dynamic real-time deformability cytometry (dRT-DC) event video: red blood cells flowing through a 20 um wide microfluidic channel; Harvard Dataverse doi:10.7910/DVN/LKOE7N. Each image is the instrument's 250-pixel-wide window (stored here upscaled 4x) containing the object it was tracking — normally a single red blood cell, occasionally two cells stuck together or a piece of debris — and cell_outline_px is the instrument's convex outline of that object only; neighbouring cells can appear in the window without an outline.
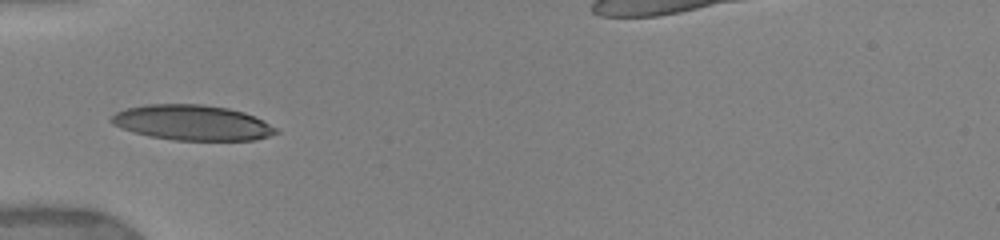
{"species": "human", "species_latin": "Homo sapiens", "temperature_condition": "warm", "stored_images_in_passage": 5, "camera_frame_rate_fps": 3000, "um_per_image_px": 0.085, "donor": {"sex": "female"}, "frame": {"image": 1, "passage_image": 1, "time_ms": 0.0, "image_size_px": [1000, 240], "cell_outline_px": [[280, 132], [256, 140], [172, 140], [148, 136], [120, 128], [112, 124], [108, 120], [116, 112], [128, 108], [144, 104], [204, 104], [228, 108], [244, 112], [276, 128]], "centroid_in_image_um": [16.29, 10.43], "position_along_channel_um": 68.7, "area_um2": 33.81}}